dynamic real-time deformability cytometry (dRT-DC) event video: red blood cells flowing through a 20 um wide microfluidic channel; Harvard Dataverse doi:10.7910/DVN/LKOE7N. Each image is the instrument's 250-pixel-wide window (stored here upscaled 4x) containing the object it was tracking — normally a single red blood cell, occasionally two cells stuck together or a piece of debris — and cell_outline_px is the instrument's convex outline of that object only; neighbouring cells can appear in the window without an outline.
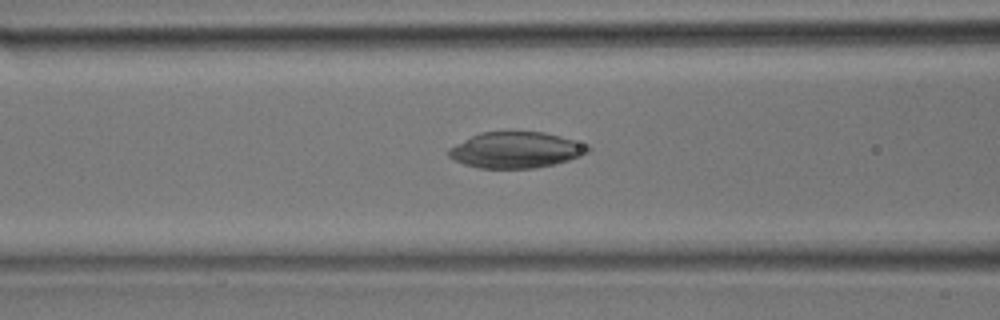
{"species": "common noctule bat (a hibernating species)", "species_latin": "Nyctalus noctula", "temperature_condition": "room temperature", "stored_images_in_passage": 31, "camera_frame_rate_fps": 3000, "um_per_image_px": 0.085, "animal": {"sex": "male", "body_mass_g": 17.9}, "frame": {"image": 1, "passage_image": 12, "time_ms": 3.667, "image_size_px": [1000, 320], "cell_outline_px": [[592, 148], [588, 152], [580, 156], [556, 164], [536, 168], [480, 168], [464, 164], [448, 156], [448, 148], [480, 132], [544, 132], [560, 136], [588, 144]], "centroid_in_image_um": [43.88, 12.75], "position_along_channel_um": 122.7, "area_um2": 29.19}}
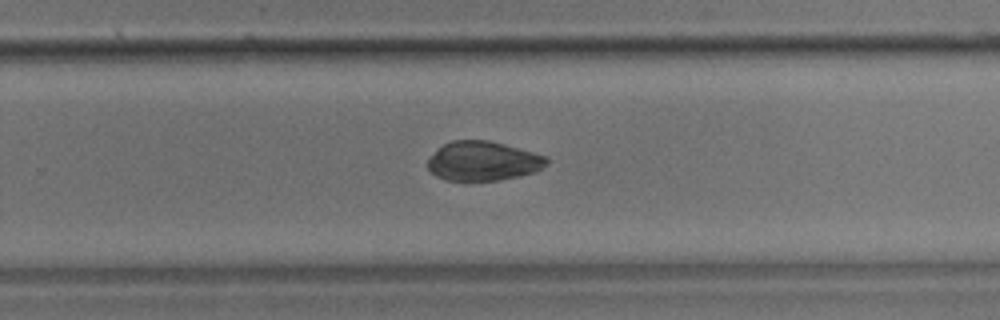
{"frame": {"image": 2, "passage_image": 20, "time_ms": 6.333, "image_size_px": [1000, 320], "cell_outline_px": [[548, 164], [536, 172], [520, 176], [500, 180], [444, 180], [436, 176], [428, 168], [428, 156], [444, 144], [452, 140], [488, 140], [504, 144], [548, 156]], "centroid_in_image_um": [41.07, 13.69], "position_along_channel_um": 288.7, "area_um2": 27.4}}
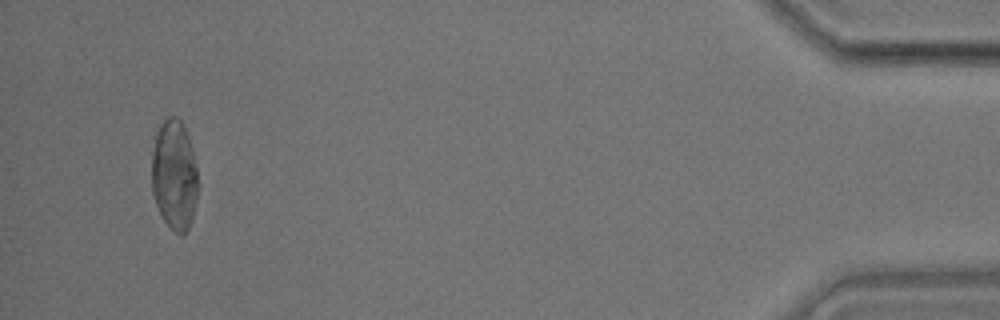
{"frame": {"image": 3, "passage_image": 30, "time_ms": 9.667, "image_size_px": [1000, 320], "cell_outline_px": [[196, 200], [192, 220], [188, 228], [180, 236], [164, 220], [156, 204], [152, 192], [152, 152], [156, 132], [160, 124], [168, 116], [176, 116], [180, 120], [188, 136], [192, 148], [196, 168]], "centroid_in_image_um": [14.8, 14.85], "position_along_channel_um": 420.4, "area_um2": 29.36}}